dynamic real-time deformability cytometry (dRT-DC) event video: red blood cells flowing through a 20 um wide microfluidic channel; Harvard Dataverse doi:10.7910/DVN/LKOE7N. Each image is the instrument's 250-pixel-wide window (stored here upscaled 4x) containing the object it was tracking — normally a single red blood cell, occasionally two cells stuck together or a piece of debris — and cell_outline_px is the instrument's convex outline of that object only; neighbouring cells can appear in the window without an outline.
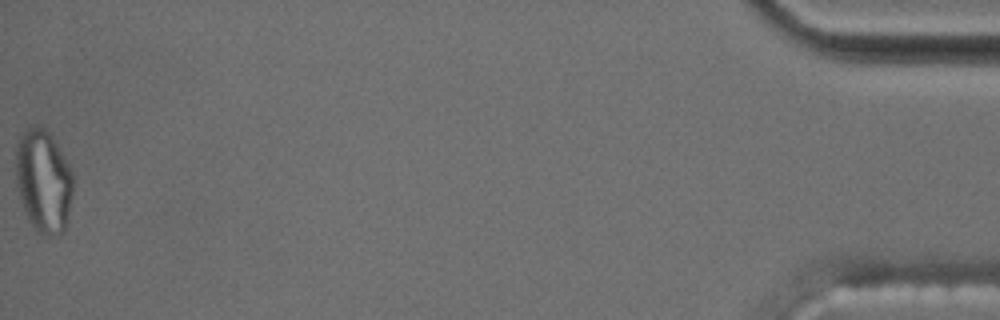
{"species": "common noctule bat (a hibernating species)", "species_latin": "Nyctalus noctula", "temperature_condition": "cold", "stored_images_in_passage": 41, "camera_frame_rate_fps": 3000, "um_per_image_px": 0.085, "animal": {"sex": "male", "body_mass_g": 17.5, "forearm_length_mm": 52.3}, "frame": {"image": 1, "passage_image": 41, "time_ms": 13.333, "image_size_px": [1000, 320], "cell_outline_px": [[72, 192], [68, 220], [64, 232], [60, 236], [44, 236], [36, 232], [28, 220], [24, 212], [16, 188], [16, 144], [24, 132], [28, 128], [40, 124], [48, 132], [56, 144], [68, 164], [72, 172]], "centroid_in_image_um": [3.68, 15.46], "position_along_channel_um": 431.5, "area_um2": 34.68}, "authors_computed_cell_mechanics": {"area_um2": 19.7098, "velocity_mm_per_s": 3.636, "shape_relaxation_time_tau1_ms": null, "shape_relaxation_time_tau2_ms": 2.2117, "deformation_change_tau1": null, "deformation_change_tau2": 0.0919}}